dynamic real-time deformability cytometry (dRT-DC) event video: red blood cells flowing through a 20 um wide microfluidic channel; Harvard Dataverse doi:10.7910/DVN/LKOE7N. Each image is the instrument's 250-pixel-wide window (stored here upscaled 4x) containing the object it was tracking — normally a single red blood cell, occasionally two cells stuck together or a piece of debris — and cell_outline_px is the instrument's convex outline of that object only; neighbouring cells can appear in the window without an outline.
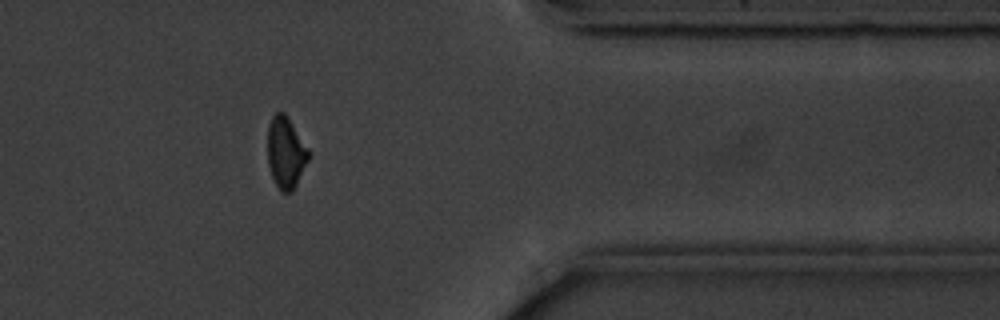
{"species": "common noctule bat (a hibernating species)", "species_latin": "Nyctalus noctula", "temperature_condition": "cold", "stored_images_in_passage": 15, "camera_frame_rate_fps": 3000, "um_per_image_px": 0.085, "animal": {"sex": "male", "body_mass_g": 20.1, "forearm_length_mm": 53.5}, "frame": {"image": 1, "passage_image": 13, "time_ms": 15.0, "image_size_px": [1000, 320], "cell_outline_px": [[312, 156], [292, 192], [280, 192], [272, 176], [268, 164], [268, 124], [272, 116], [276, 112], [284, 112], [312, 152]], "centroid_in_image_um": [24.33, 12.97], "position_along_channel_um": 387.1, "area_um2": 17.4}}
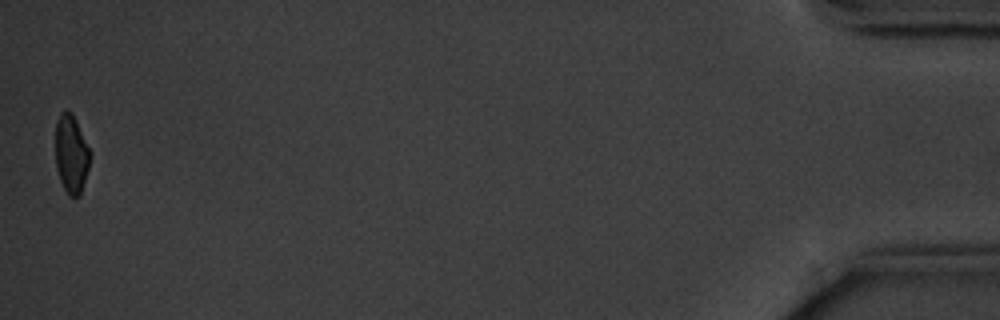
{"frame": {"image": 2, "passage_image": 15, "time_ms": 18.333, "image_size_px": [1000, 320], "cell_outline_px": [[88, 168], [80, 196], [68, 196], [60, 180], [56, 168], [56, 120], [60, 112], [72, 112], [88, 148]], "centroid_in_image_um": [6.02, 13.11], "position_along_channel_um": 429.2, "area_um2": 15.32}, "authors_computed_cell_mechanics": {"area_um2": 17.5712, "velocity_mm_per_s": 3.571, "shape_relaxation_time_tau1_ms": 1.8586, "shape_relaxation_time_tau2_ms": null, "deformation_change_tau1": 0.1013, "deformation_change_tau2": null}}